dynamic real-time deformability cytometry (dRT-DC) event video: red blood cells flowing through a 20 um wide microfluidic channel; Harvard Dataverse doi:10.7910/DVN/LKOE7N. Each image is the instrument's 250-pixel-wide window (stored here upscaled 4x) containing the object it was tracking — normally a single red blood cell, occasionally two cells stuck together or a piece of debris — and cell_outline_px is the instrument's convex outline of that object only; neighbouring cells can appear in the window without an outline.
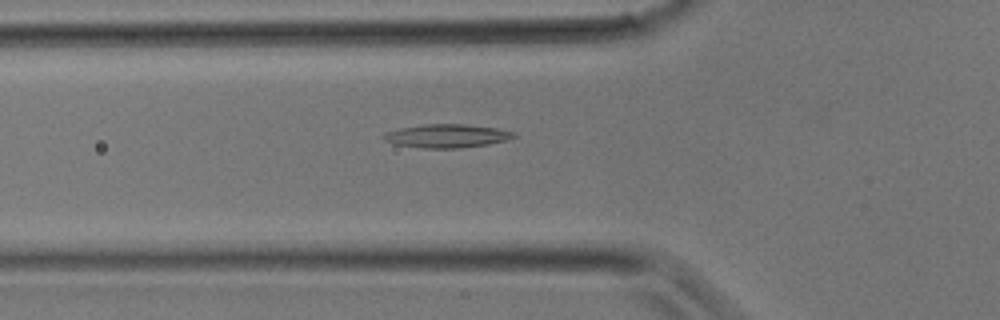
{"species": "common noctule bat (a hibernating species)", "species_latin": "Nyctalus noctula", "temperature_condition": "room temperature", "stored_images_in_passage": 24, "camera_frame_rate_fps": 3000, "um_per_image_px": 0.085, "animal": {"sex": "male", "body_mass_g": 17.9}, "frame": {"image": 1, "passage_image": 4, "time_ms": 1.0, "image_size_px": [1000, 320], "cell_outline_px": [[516, 136], [508, 140], [488, 144], [460, 148], [424, 148], [392, 144], [384, 140], [380, 136], [384, 132], [400, 128], [424, 124], [464, 124], [496, 128], [516, 132]], "centroid_in_image_um": [37.94, 11.55], "position_along_channel_um": 87.9, "area_um2": 17.98}}
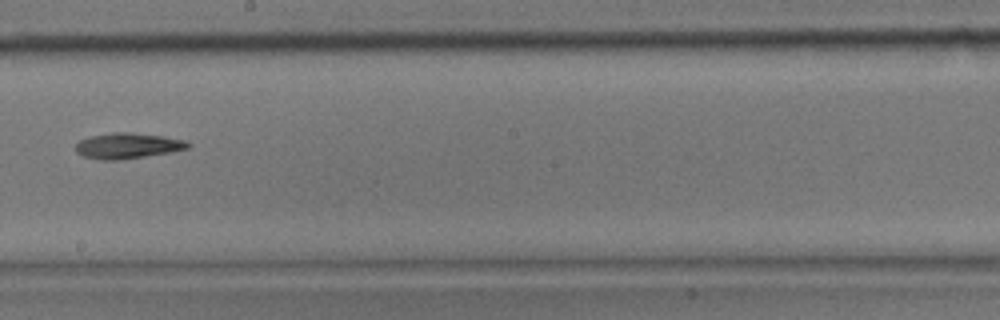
{"frame": {"image": 2, "passage_image": 11, "time_ms": 3.333, "image_size_px": [1000, 320], "cell_outline_px": [[192, 144], [188, 148], [172, 152], [120, 160], [100, 160], [84, 156], [76, 152], [76, 144], [80, 140], [88, 136], [112, 132], [132, 132], [164, 136], [184, 140]], "centroid_in_image_um": [10.85, 12.38], "position_along_channel_um": 237.3, "area_um2": 16.94}}
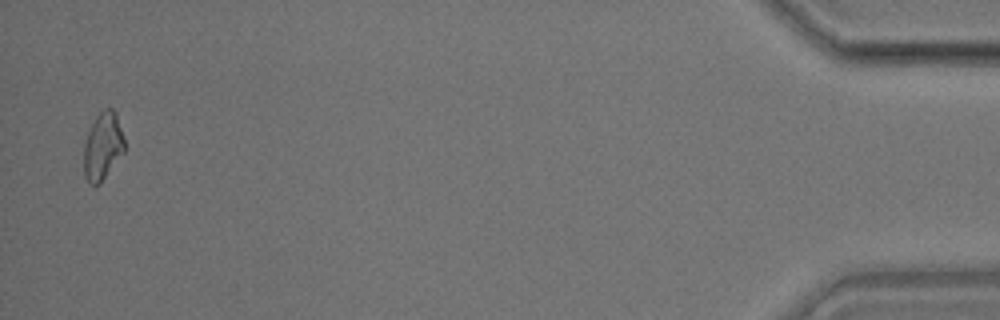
{"frame": {"image": 3, "passage_image": 24, "time_ms": 7.667, "image_size_px": [1000, 320], "cell_outline_px": [[124, 152], [100, 184], [88, 184], [84, 176], [84, 144], [88, 132], [96, 116], [104, 108], [112, 108], [116, 112], [124, 140]], "centroid_in_image_um": [8.73, 12.44], "position_along_channel_um": 426.5, "area_um2": 15.95}}